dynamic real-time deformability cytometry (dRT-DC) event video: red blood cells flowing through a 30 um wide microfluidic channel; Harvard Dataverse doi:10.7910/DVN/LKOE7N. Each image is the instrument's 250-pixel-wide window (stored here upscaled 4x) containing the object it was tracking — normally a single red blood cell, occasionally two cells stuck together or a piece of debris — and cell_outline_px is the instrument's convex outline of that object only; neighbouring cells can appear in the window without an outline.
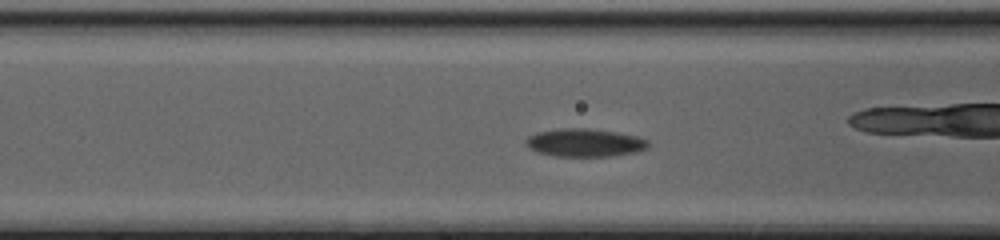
{"species": "common noctule bat (a hibernating species)", "species_latin": "Nyctalus noctula", "temperature_condition": "cold", "stored_images_in_passage": 37, "camera_frame_rate_fps": 3000, "um_per_image_px": 0.085, "animal": {"sex": "female", "body_mass_g": 20.0, "forearm_length_mm": 54.0}, "frame": {"image": 1, "passage_image": 11, "time_ms": 3.333, "image_size_px": [1000, 240], "cell_outline_px": [[652, 144], [648, 148], [636, 152], [612, 156], [552, 156], [536, 152], [528, 148], [524, 144], [524, 140], [528, 136], [536, 132], [560, 128], [588, 128], [616, 132], [636, 136], [648, 140]], "centroid_in_image_um": [49.68, 12.13], "position_along_channel_um": 116.9, "area_um2": 20.35}, "authors_computed_cell_mechanics": {"area_um2": 20.1722, "velocity_mm_per_s": 3.9279, "shape_relaxation_time_tau1_ms": 1.2739, "shape_relaxation_time_tau2_ms": null, "deformation_change_tau1": 0.0566, "deformation_change_tau2": null}}